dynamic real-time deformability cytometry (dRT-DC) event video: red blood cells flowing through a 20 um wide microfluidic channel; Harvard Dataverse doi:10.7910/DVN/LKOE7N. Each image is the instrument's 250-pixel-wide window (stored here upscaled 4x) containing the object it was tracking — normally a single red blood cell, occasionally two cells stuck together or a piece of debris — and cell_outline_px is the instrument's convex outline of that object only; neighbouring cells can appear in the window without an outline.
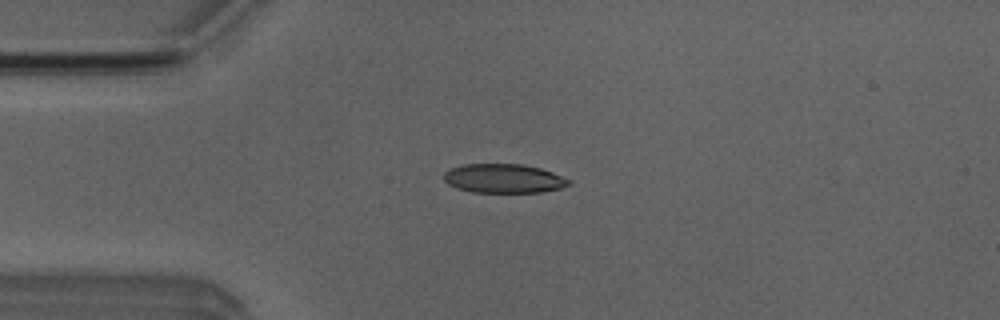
{"species": "Egyptian fruit bat (a non-hibernating species)", "species_latin": "Rousettus aegyptiacus", "temperature_condition": "room temperature", "stored_images_in_passage": 50, "camera_frame_rate_fps": 3000, "um_per_image_px": 0.085, "animal": {"sex": "male"}, "frame": {"image": 1, "passage_image": 11, "time_ms": 3.333, "image_size_px": [1000, 320], "cell_outline_px": [[572, 184], [560, 188], [540, 192], [472, 192], [456, 188], [448, 184], [444, 180], [444, 172], [452, 168], [464, 164], [520, 164], [540, 168], [552, 172], [572, 180]], "centroid_in_image_um": [42.83, 15.17], "position_along_channel_um": 42.2, "area_um2": 21.15}}
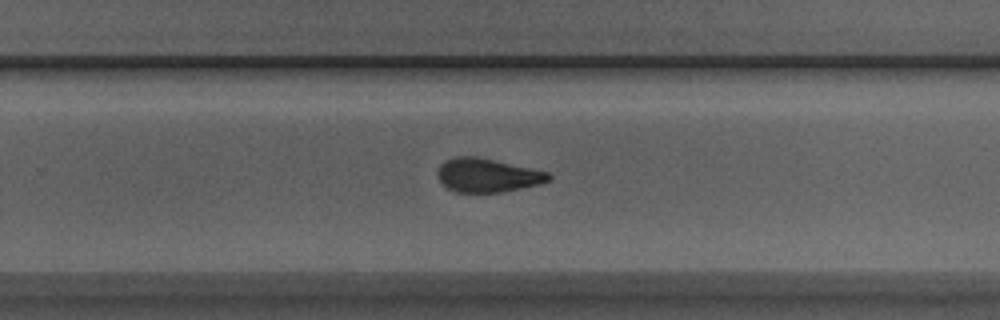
{"frame": {"image": 2, "passage_image": 31, "time_ms": 10.0, "image_size_px": [1000, 320], "cell_outline_px": [[552, 176], [544, 184], [500, 192], [456, 192], [448, 188], [440, 180], [436, 172], [440, 164], [456, 156], [476, 156], [532, 168], [548, 172]], "centroid_in_image_um": [41.45, 14.9], "position_along_channel_um": 288.3, "area_um2": 21.79}}
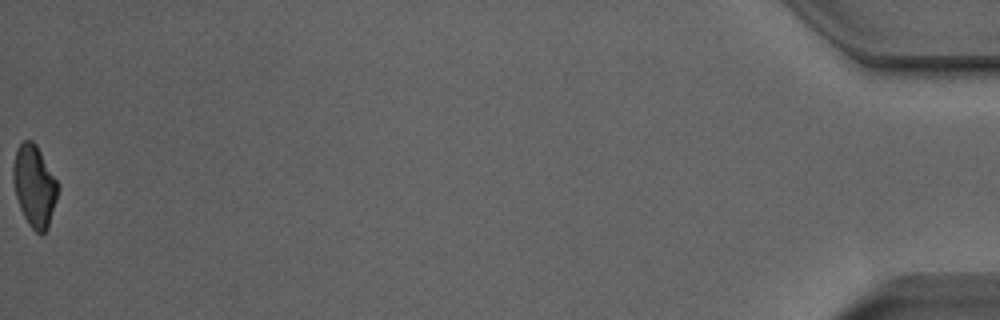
{"frame": {"image": 3, "passage_image": 50, "time_ms": 16.333, "image_size_px": [1000, 320], "cell_outline_px": [[60, 188], [48, 228], [40, 236], [28, 224], [20, 208], [16, 196], [12, 180], [12, 168], [16, 148], [24, 140], [32, 140], [36, 144], [60, 184]], "centroid_in_image_um": [2.93, 15.8], "position_along_channel_um": 432.3, "area_um2": 21.62}, "authors_computed_cell_mechanics": {"area_um2": 22.0796, "velocity_mm_per_s": 3.9877, "shape_relaxation_time_tau1_ms": 4.2124, "shape_relaxation_time_tau2_ms": 1.948, "deformation_change_tau1": 0.1422, "deformation_change_tau2": 0.0909}}